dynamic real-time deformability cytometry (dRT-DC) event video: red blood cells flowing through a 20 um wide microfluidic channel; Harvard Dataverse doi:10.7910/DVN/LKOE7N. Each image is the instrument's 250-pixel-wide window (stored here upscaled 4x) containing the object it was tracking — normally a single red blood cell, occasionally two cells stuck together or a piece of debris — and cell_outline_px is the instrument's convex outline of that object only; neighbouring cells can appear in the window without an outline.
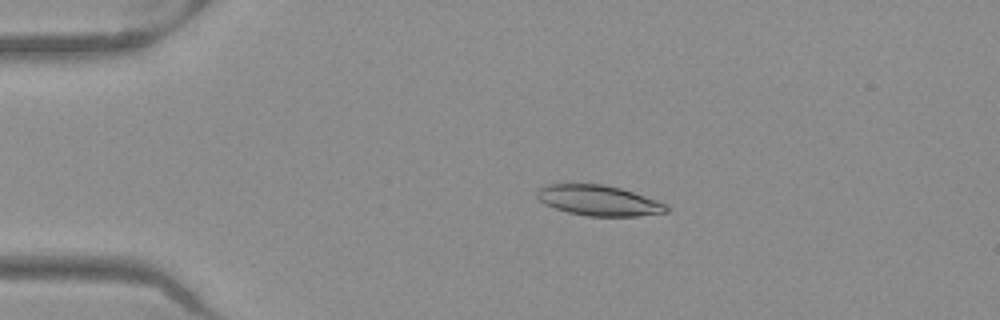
{"species": "Egyptian fruit bat (a non-hibernating species)", "species_latin": "Rousettus aegyptiacus", "temperature_condition": "warm", "stored_images_in_passage": 41, "camera_frame_rate_fps": 3000, "um_per_image_px": 0.085, "frame": {"image": 1, "passage_image": 1, "time_ms": 0.0, "image_size_px": [1000, 320], "cell_outline_px": [[668, 212], [636, 216], [588, 216], [568, 212], [544, 204], [536, 196], [536, 188], [544, 184], [604, 184], [620, 188], [656, 200], [664, 204], [668, 208]], "centroid_in_image_um": [50.82, 17.03], "position_along_channel_um": 34.2, "area_um2": 22.83}}
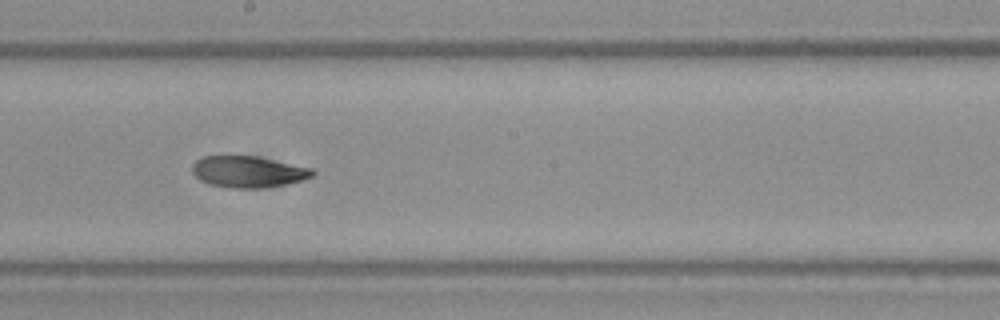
{"frame": {"image": 2, "passage_image": 19, "time_ms": 6.0, "image_size_px": [1000, 320], "cell_outline_px": [[316, 172], [312, 176], [304, 180], [284, 184], [260, 188], [232, 188], [208, 184], [200, 180], [192, 172], [192, 164], [196, 160], [204, 156], [256, 156], [312, 168]], "centroid_in_image_um": [21.08, 14.6], "position_along_channel_um": 227.1, "area_um2": 21.96}}
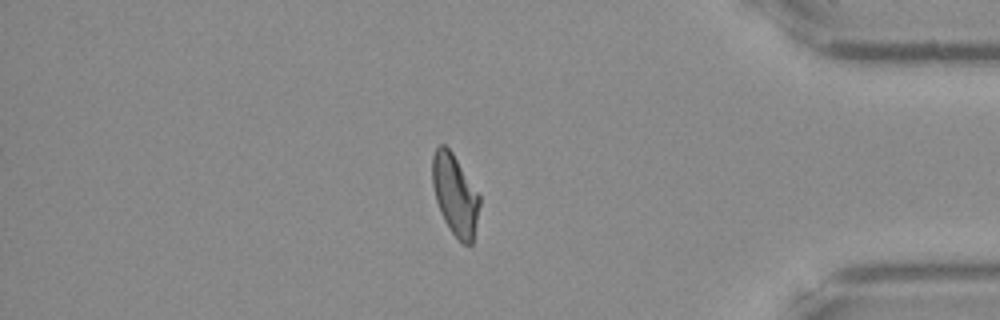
{"frame": {"image": 3, "passage_image": 34, "time_ms": 11.0, "image_size_px": [1000, 320], "cell_outline_px": [[480, 204], [472, 244], [464, 244], [448, 228], [440, 212], [436, 200], [432, 184], [432, 156], [436, 148], [440, 144], [444, 144], [452, 152], [480, 196]], "centroid_in_image_um": [38.66, 16.55], "position_along_channel_um": 396.5, "area_um2": 22.02}, "authors_computed_cell_mechanics": {"area_um2": 22.542, "velocity_mm_per_s": 3.9931, "shape_relaxation_time_tau1_ms": null, "shape_relaxation_time_tau2_ms": 3.3927, "deformation_change_tau1": null, "deformation_change_tau2": 0.0989}}